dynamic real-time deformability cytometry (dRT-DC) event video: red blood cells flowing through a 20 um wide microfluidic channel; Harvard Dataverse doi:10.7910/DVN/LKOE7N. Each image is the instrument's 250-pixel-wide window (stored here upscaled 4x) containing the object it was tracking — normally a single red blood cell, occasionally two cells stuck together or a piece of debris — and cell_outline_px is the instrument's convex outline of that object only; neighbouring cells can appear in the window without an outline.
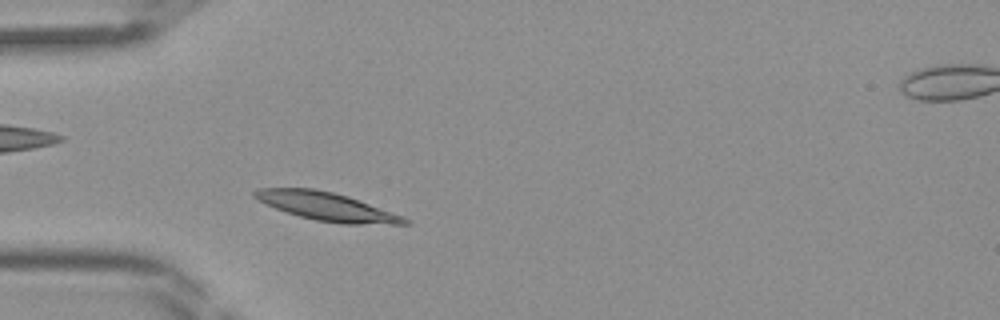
{"species": "Egyptian fruit bat (a non-hibernating species)", "species_latin": "Rousettus aegyptiacus", "temperature_condition": "room temperature", "stored_images_in_passage": 37, "camera_frame_rate_fps": 3000, "um_per_image_px": 0.085, "frame": {"image": 1, "passage_image": 5, "time_ms": 1.333, "image_size_px": [1000, 320], "cell_outline_px": [[412, 224], [340, 224], [316, 220], [300, 216], [264, 204], [256, 200], [252, 196], [252, 192], [260, 188], [316, 188], [348, 196], [404, 216], [412, 220]], "centroid_in_image_um": [27.79, 17.55], "position_along_channel_um": 57.2, "area_um2": 24.85}}
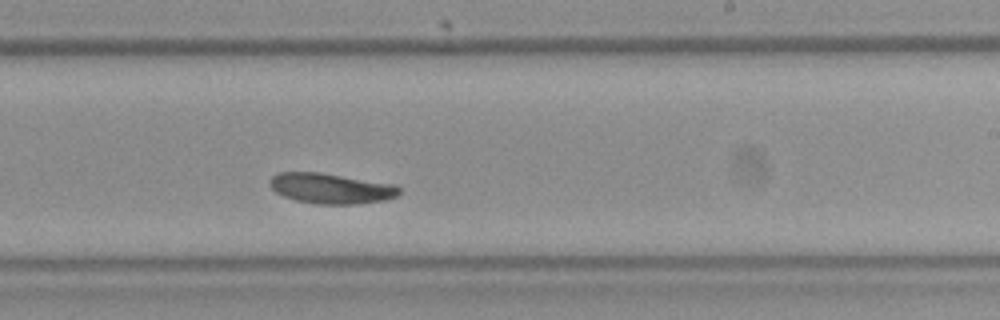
{"frame": {"image": 2, "passage_image": 19, "time_ms": 6.0, "image_size_px": [1000, 320], "cell_outline_px": [[400, 192], [396, 196], [384, 200], [356, 204], [316, 204], [296, 200], [284, 196], [276, 192], [268, 184], [268, 180], [276, 172], [320, 172], [396, 184], [400, 188]], "centroid_in_image_um": [28.11, 16.0], "position_along_channel_um": 260.9, "area_um2": 23.06}}
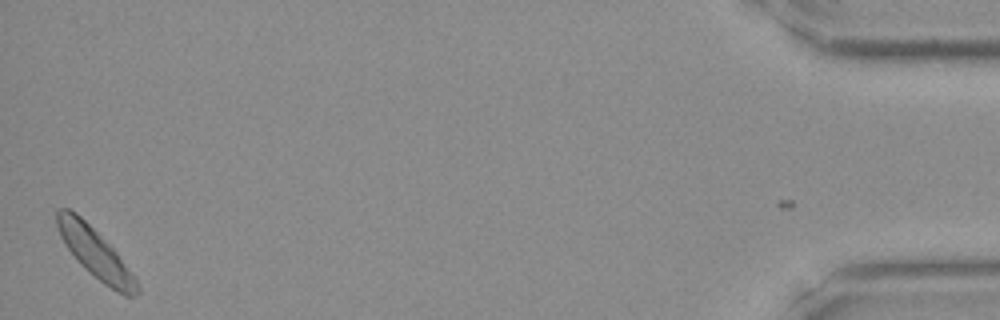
{"frame": {"image": 3, "passage_image": 36, "time_ms": 11.667, "image_size_px": [1000, 320], "cell_outline_px": [[140, 292], [132, 296], [124, 296], [104, 284], [84, 268], [80, 264], [64, 244], [60, 236], [56, 224], [56, 208], [68, 208], [76, 212], [116, 252], [136, 276], [140, 288]], "centroid_in_image_um": [8.1, 21.53], "position_along_channel_um": 427.1, "area_um2": 23.0}}